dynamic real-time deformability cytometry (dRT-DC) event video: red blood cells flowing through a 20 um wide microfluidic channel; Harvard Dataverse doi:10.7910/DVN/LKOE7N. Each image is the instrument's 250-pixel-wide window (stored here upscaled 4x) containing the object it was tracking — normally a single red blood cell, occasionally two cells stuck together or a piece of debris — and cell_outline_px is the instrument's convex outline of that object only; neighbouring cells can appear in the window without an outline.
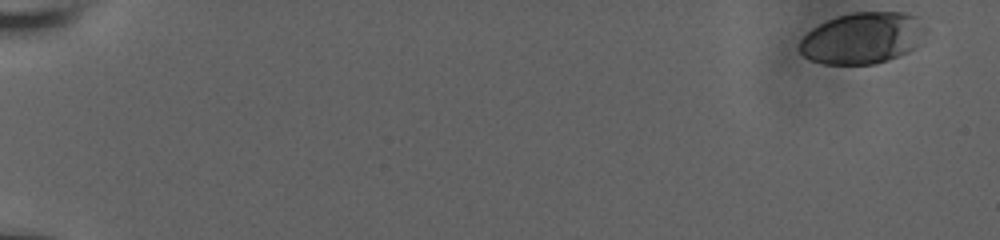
{"species": "human", "species_latin": "Homo sapiens", "temperature_condition": "room temperature", "stored_images_in_passage": 51, "camera_frame_rate_fps": 3000, "um_per_image_px": 0.085, "donor": {"sex": "male"}, "frame": {"image": 1, "passage_image": 1, "time_ms": 0.0, "image_size_px": [1000, 240], "cell_outline_px": [[928, 28], [912, 48], [908, 52], [888, 60], [876, 64], [824, 64], [812, 60], [804, 56], [800, 52], [800, 40], [812, 28], [828, 20], [852, 12], [900, 12], [916, 16]], "centroid_in_image_um": [73.31, 3.24], "position_along_channel_um": 11.7, "area_um2": 37.45}}
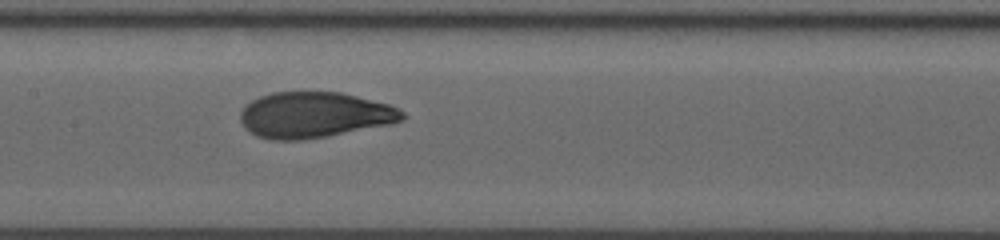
{"frame": {"image": 2, "passage_image": 30, "time_ms": 9.667, "image_size_px": [1000, 240], "cell_outline_px": [[408, 116], [404, 120], [392, 124], [324, 136], [300, 140], [272, 140], [256, 136], [244, 128], [240, 120], [240, 112], [252, 100], [260, 96], [272, 92], [340, 92], [388, 104], [404, 112]], "centroid_in_image_um": [26.72, 9.77], "position_along_channel_um": 180.7, "area_um2": 43.12}}
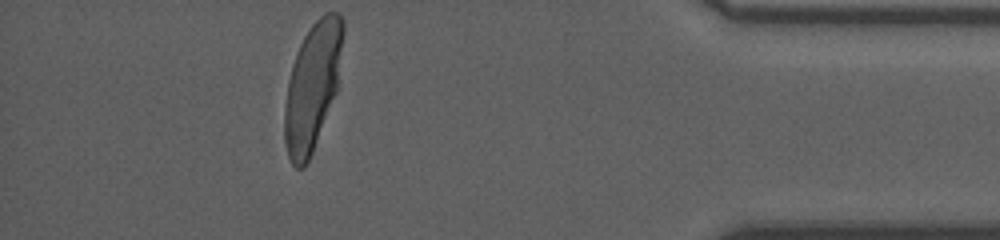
{"frame": {"image": 3, "passage_image": 51, "time_ms": 16.667, "image_size_px": [1000, 240], "cell_outline_px": [[344, 32], [336, 92], [308, 160], [300, 168], [296, 168], [292, 164], [288, 156], [284, 140], [284, 104], [288, 80], [292, 64], [296, 52], [304, 36], [312, 24], [324, 12], [340, 12], [344, 20]], "centroid_in_image_um": [26.54, 7.27], "position_along_channel_um": 408.7, "area_um2": 43.0}, "authors_computed_cell_mechanics": {"area_um2": 42.3096, "velocity_mm_per_s": 3.8089, "shape_relaxation_time_tau1_ms": 4.9539, "shape_relaxation_time_tau2_ms": null, "deformation_change_tau1": 0.2103, "deformation_change_tau2": null}}